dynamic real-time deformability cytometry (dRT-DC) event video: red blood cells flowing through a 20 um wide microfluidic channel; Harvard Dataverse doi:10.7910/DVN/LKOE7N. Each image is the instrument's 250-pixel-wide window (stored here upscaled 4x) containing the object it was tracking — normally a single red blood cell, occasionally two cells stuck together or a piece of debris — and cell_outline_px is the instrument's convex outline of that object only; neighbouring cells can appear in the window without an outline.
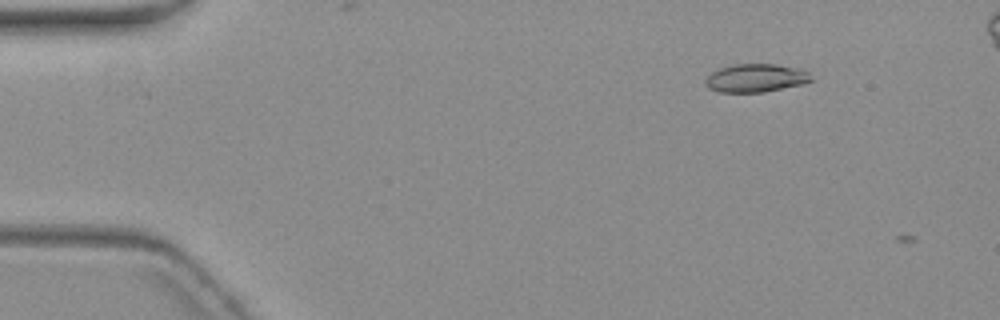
{"species": "common noctule bat (a hibernating species)", "species_latin": "Nyctalus noctula", "temperature_condition": "warm", "stored_images_in_passage": 4, "camera_frame_rate_fps": 3000, "um_per_image_px": 0.085, "animal": {"sex": "female", "body_mass_g": 19.3, "forearm_length_mm": 54.1}, "frame": {"image": 1, "passage_image": 3, "time_ms": 2.333, "image_size_px": [1000, 320], "cell_outline_px": [[812, 80], [804, 84], [764, 92], [720, 92], [708, 88], [704, 84], [704, 80], [712, 72], [720, 68], [736, 64], [776, 64], [808, 72]], "centroid_in_image_um": [64.2, 6.64], "position_along_channel_um": 20.8, "area_um2": 17.22}}